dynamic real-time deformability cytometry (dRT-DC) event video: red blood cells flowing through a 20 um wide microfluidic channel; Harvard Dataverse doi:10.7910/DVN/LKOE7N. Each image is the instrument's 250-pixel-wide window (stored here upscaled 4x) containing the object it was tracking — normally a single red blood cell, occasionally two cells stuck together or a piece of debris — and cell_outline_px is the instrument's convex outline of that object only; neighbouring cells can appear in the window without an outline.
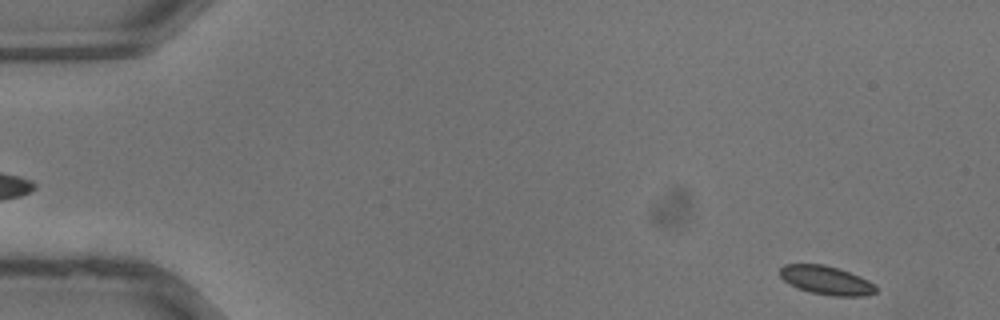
{"species": "common noctule bat (a hibernating species)", "species_latin": "Nyctalus noctula", "temperature_condition": "warm", "stored_images_in_passage": 35, "camera_frame_rate_fps": 3000, "um_per_image_px": 0.085, "animal": {"sex": "male", "body_mass_g": 13.3}, "frame": {"image": 1, "passage_image": 1, "time_ms": 0.0, "image_size_px": [1000, 320], "cell_outline_px": [[876, 292], [864, 296], [832, 296], [812, 292], [800, 288], [784, 280], [780, 276], [780, 268], [784, 264], [824, 264], [840, 268], [860, 276], [876, 284]], "centroid_in_image_um": [70.28, 23.81], "position_along_channel_um": 14.7, "area_um2": 16.01}}
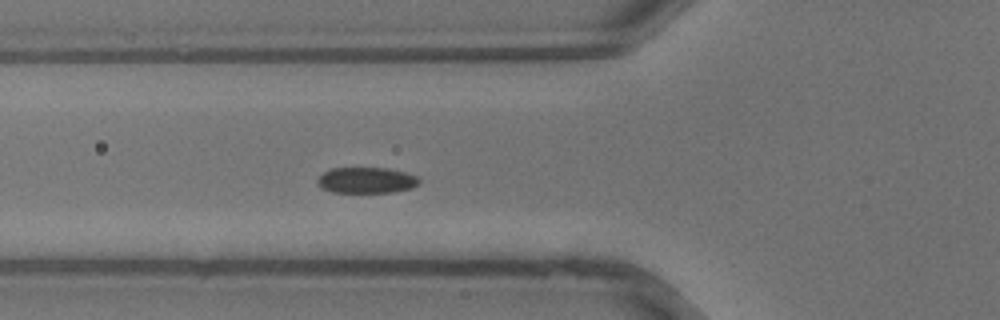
{"frame": {"image": 2, "passage_image": 12, "time_ms": 3.667, "image_size_px": [1000, 320], "cell_outline_px": [[420, 184], [412, 188], [392, 192], [332, 192], [320, 188], [316, 184], [316, 180], [324, 172], [332, 168], [388, 168], [404, 172], [416, 176], [420, 180]], "centroid_in_image_um": [31.13, 15.32], "position_along_channel_um": 94.7, "area_um2": 15.43}}
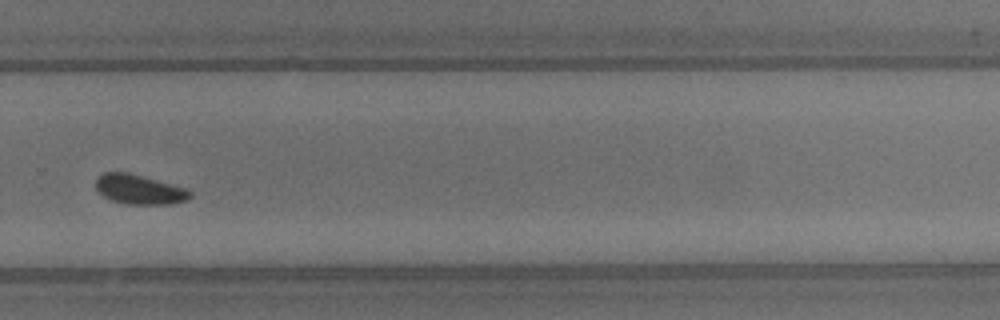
{"frame": {"image": 3, "passage_image": 24, "time_ms": 7.667, "image_size_px": [1000, 320], "cell_outline_px": [[192, 196], [188, 200], [168, 204], [128, 204], [112, 200], [104, 196], [96, 188], [96, 180], [104, 172], [128, 172], [188, 188], [192, 192]], "centroid_in_image_um": [11.9, 16.1], "position_along_channel_um": 317.9, "area_um2": 16.24}}